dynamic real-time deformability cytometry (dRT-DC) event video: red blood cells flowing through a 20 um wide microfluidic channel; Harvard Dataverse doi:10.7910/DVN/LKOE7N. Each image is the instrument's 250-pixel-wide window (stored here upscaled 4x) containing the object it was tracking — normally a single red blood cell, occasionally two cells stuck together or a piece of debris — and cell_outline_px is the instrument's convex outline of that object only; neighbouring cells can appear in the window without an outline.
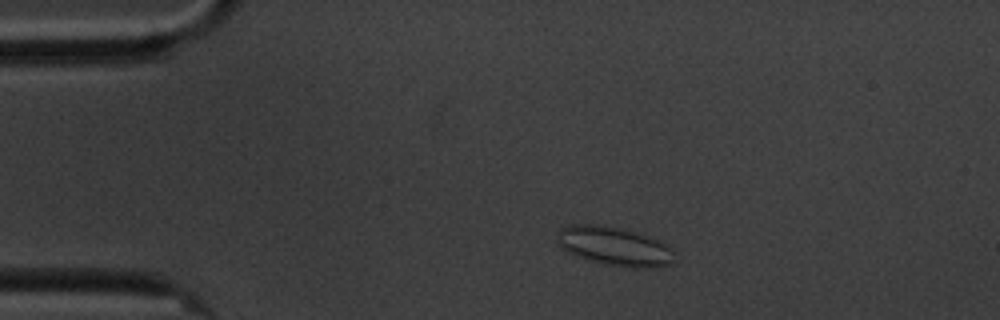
{"species": "common noctule bat (a hibernating species)", "species_latin": "Nyctalus noctula", "temperature_condition": "cold", "stored_images_in_passage": 48, "camera_frame_rate_fps": 3000, "um_per_image_px": 0.085, "animal": {"sex": "male", "body_mass_g": 20.1, "forearm_length_mm": 53.5}, "frame": {"image": 1, "passage_image": 1, "time_ms": 0.0, "image_size_px": [1000, 320], "cell_outline_px": [[672, 252], [668, 264], [652, 268], [632, 268], [604, 264], [568, 252], [560, 248], [556, 240], [560, 228], [572, 224], [600, 224], [664, 240], [672, 248]], "centroid_in_image_um": [52.2, 20.92], "position_along_channel_um": 32.8, "area_um2": 26.3}}
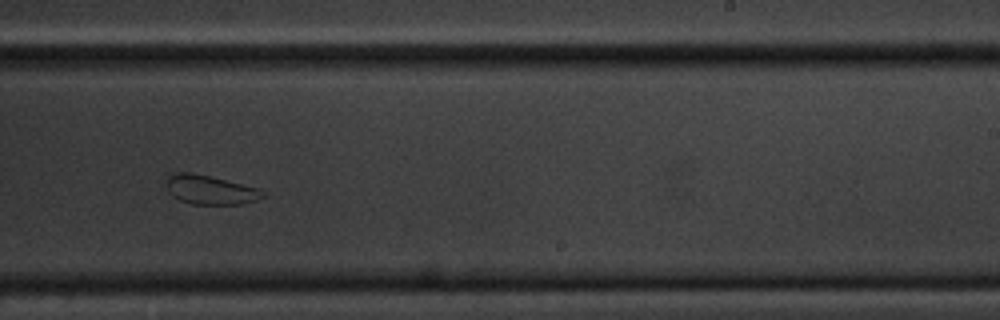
{"frame": {"image": 2, "passage_image": 26, "time_ms": 8.333, "image_size_px": [1000, 320], "cell_outline_px": [[268, 196], [256, 200], [240, 204], [192, 204], [180, 200], [172, 196], [168, 192], [168, 176], [172, 172], [192, 172], [260, 188], [268, 192]], "centroid_in_image_um": [17.93, 16.13], "position_along_channel_um": 271.1, "area_um2": 16.53}}
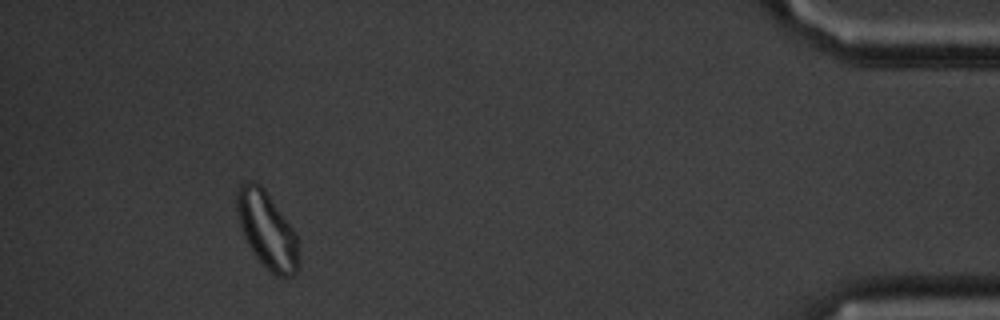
{"frame": {"image": 3, "passage_image": 44, "time_ms": 14.333, "image_size_px": [1000, 320], "cell_outline_px": [[300, 268], [292, 276], [276, 276], [252, 252], [240, 228], [236, 208], [236, 192], [240, 184], [248, 180], [252, 180], [260, 184], [264, 188], [292, 228], [296, 236], [300, 256]], "centroid_in_image_um": [22.69, 19.54], "position_along_channel_um": 412.5, "area_um2": 27.57}, "authors_computed_cell_mechanics": {"area_um2": 19.5075, "velocity_mm_per_s": 3.3784, "shape_relaxation_time_tau1_ms": null, "shape_relaxation_time_tau2_ms": 1.5853, "deformation_change_tau1": null, "deformation_change_tau2": 0.0675}}